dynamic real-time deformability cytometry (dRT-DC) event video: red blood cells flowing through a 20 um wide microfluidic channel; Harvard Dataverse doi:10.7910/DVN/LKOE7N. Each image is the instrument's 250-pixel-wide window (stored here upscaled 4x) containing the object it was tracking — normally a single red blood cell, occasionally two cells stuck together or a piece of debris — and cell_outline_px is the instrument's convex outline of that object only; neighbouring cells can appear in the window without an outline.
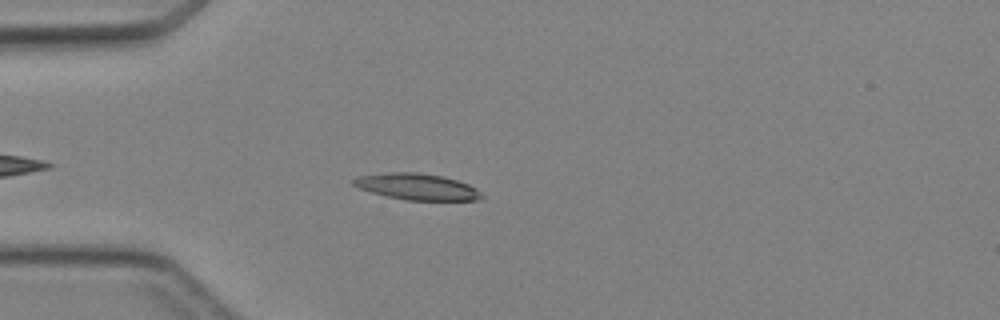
{"species": "Egyptian fruit bat (a non-hibernating species)", "species_latin": "Rousettus aegyptiacus", "temperature_condition": "cold", "stored_images_in_passage": 30, "camera_frame_rate_fps": 3000, "um_per_image_px": 0.085, "animal": {"sex": "female"}, "frame": {"image": 1, "passage_image": 5, "time_ms": 1.333, "image_size_px": [1000, 320], "cell_outline_px": [[484, 196], [476, 200], [408, 200], [388, 196], [372, 192], [360, 188], [352, 184], [352, 180], [356, 176], [388, 172], [416, 172], [444, 176], [468, 184], [476, 188]], "centroid_in_image_um": [35.44, 15.85], "position_along_channel_um": 49.6, "area_um2": 19.54}}
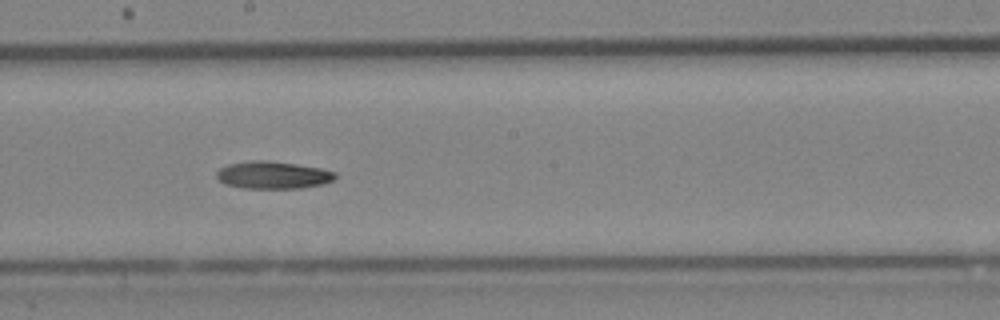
{"frame": {"image": 2, "passage_image": 18, "time_ms": 5.667, "image_size_px": [1000, 320], "cell_outline_px": [[336, 176], [332, 180], [320, 184], [300, 188], [244, 188], [224, 184], [216, 176], [216, 172], [220, 168], [228, 164], [252, 160], [268, 160], [296, 164], [320, 168], [336, 172]], "centroid_in_image_um": [23.16, 14.87], "position_along_channel_um": 225.0, "area_um2": 18.84}}
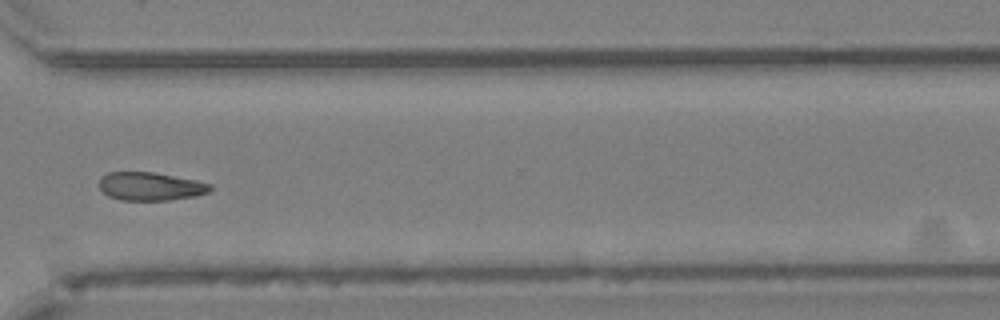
{"frame": {"image": 3, "passage_image": 27, "time_ms": 8.667, "image_size_px": [1000, 320], "cell_outline_px": [[212, 188], [208, 192], [196, 196], [168, 200], [120, 200], [108, 196], [100, 188], [100, 180], [108, 172], [152, 172], [196, 180], [212, 184]], "centroid_in_image_um": [12.81, 15.84], "position_along_channel_um": 357.8, "area_um2": 18.15}}